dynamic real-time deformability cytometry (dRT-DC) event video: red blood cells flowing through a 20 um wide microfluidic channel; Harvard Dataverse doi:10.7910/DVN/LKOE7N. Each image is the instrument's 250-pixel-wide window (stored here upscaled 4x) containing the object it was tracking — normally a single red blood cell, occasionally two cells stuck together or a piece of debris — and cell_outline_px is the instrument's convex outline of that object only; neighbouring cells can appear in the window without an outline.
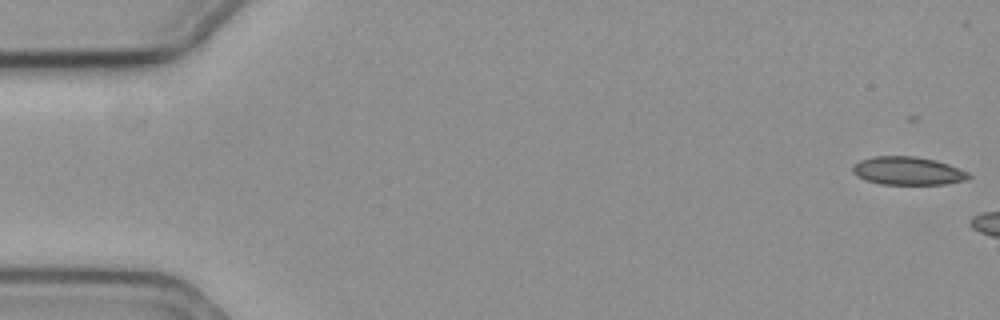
{"species": "common noctule bat (a hibernating species)", "species_latin": "Nyctalus noctula", "temperature_condition": "cold", "stored_images_in_passage": 8, "camera_frame_rate_fps": 3000, "um_per_image_px": 0.085, "animal": {"sex": "female", "body_mass_g": 19.3, "forearm_length_mm": 54.1}, "frame": {"image": 1, "passage_image": 2, "time_ms": 0.333, "image_size_px": [1000, 320], "cell_outline_px": [[972, 176], [964, 180], [944, 184], [880, 184], [864, 180], [856, 176], [852, 172], [852, 164], [860, 160], [872, 156], [916, 156], [936, 160], [948, 164], [968, 172]], "centroid_in_image_um": [77.11, 14.51], "position_along_channel_um": 7.9, "area_um2": 19.19}}